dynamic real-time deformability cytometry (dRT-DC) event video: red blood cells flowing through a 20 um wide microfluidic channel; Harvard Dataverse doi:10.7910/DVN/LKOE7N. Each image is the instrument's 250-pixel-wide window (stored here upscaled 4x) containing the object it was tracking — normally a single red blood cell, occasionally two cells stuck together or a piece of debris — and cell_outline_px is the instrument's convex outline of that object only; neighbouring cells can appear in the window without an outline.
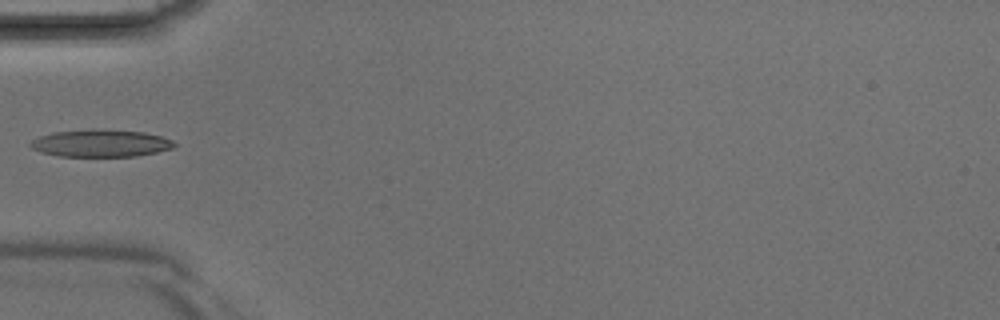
{"species": "Egyptian fruit bat (a non-hibernating species)", "species_latin": "Rousettus aegyptiacus", "temperature_condition": "room temperature", "stored_images_in_passage": 4, "camera_frame_rate_fps": 3000, "um_per_image_px": 0.085, "animal": {"sex": "male"}, "frame": {"image": 1, "passage_image": 4, "time_ms": 1.0, "image_size_px": [1000, 320], "cell_outline_px": [[176, 144], [172, 148], [156, 152], [136, 156], [60, 156], [40, 152], [32, 148], [28, 144], [32, 140], [40, 136], [52, 132], [92, 128], [100, 128], [144, 132], [160, 136], [172, 140]], "centroid_in_image_um": [8.53, 12.16], "position_along_channel_um": 76.5, "area_um2": 23.06}}